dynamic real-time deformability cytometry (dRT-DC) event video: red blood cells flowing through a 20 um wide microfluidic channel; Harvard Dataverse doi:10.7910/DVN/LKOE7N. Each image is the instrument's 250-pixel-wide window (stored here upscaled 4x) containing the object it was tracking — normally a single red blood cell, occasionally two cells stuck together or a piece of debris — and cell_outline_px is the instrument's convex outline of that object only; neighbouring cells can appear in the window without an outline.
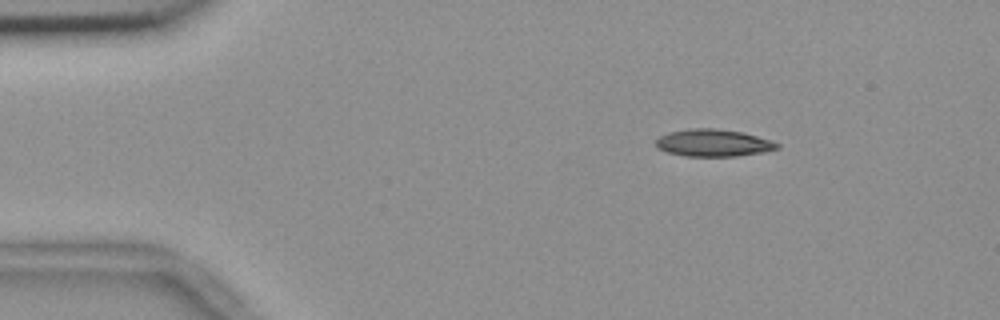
{"species": "common noctule bat (a hibernating species)", "species_latin": "Nyctalus noctula", "temperature_condition": "room temperature", "stored_images_in_passage": 48, "camera_frame_rate_fps": 3000, "um_per_image_px": 0.085, "animal": {"sex": "female", "body_mass_g": 18.4}, "frame": {"image": 1, "passage_image": 1, "time_ms": 0.0, "image_size_px": [1000, 320], "cell_outline_px": [[780, 148], [764, 152], [736, 156], [684, 156], [668, 152], [656, 148], [656, 140], [660, 136], [672, 132], [692, 128], [716, 128], [744, 132], [780, 144]], "centroid_in_image_um": [60.64, 12.15], "position_along_channel_um": 24.4, "area_um2": 19.13}}
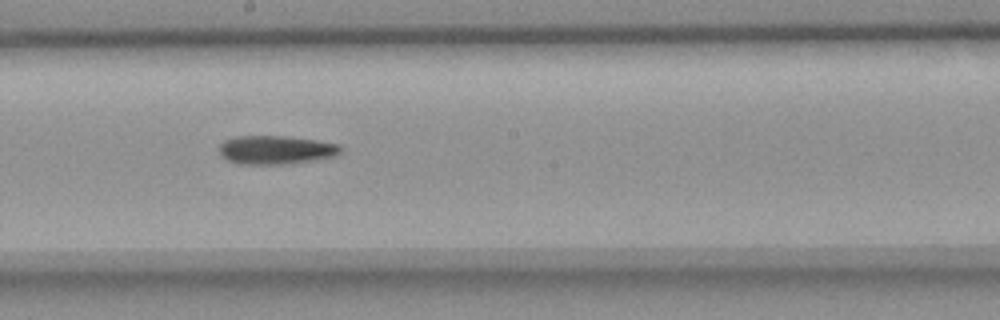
{"frame": {"image": 2, "passage_image": 23, "time_ms": 7.333, "image_size_px": [1000, 320], "cell_outline_px": [[340, 152], [336, 156], [288, 164], [240, 164], [228, 160], [220, 152], [220, 144], [224, 140], [236, 136], [280, 136], [316, 140], [340, 144]], "centroid_in_image_um": [23.45, 12.74], "position_along_channel_um": 224.7, "area_um2": 20.06}}
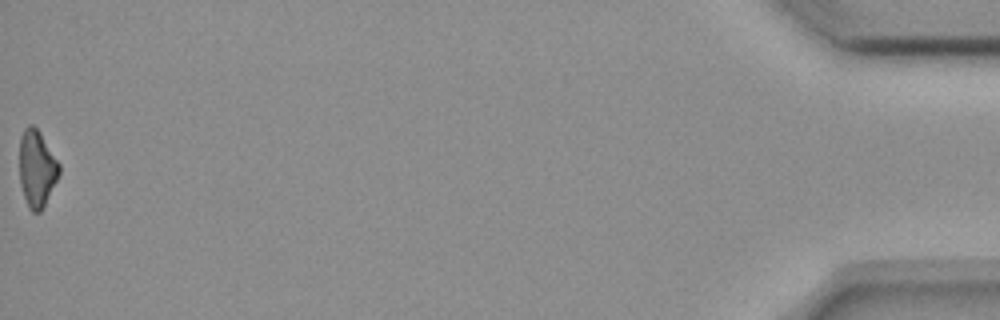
{"frame": {"image": 3, "passage_image": 48, "time_ms": 15.667, "image_size_px": [1000, 320], "cell_outline_px": [[60, 172], [40, 212], [32, 212], [28, 208], [20, 184], [20, 136], [24, 128], [28, 124], [32, 124], [40, 132], [60, 164]], "centroid_in_image_um": [3.12, 14.29], "position_along_channel_um": 432.1, "area_um2": 17.57}}